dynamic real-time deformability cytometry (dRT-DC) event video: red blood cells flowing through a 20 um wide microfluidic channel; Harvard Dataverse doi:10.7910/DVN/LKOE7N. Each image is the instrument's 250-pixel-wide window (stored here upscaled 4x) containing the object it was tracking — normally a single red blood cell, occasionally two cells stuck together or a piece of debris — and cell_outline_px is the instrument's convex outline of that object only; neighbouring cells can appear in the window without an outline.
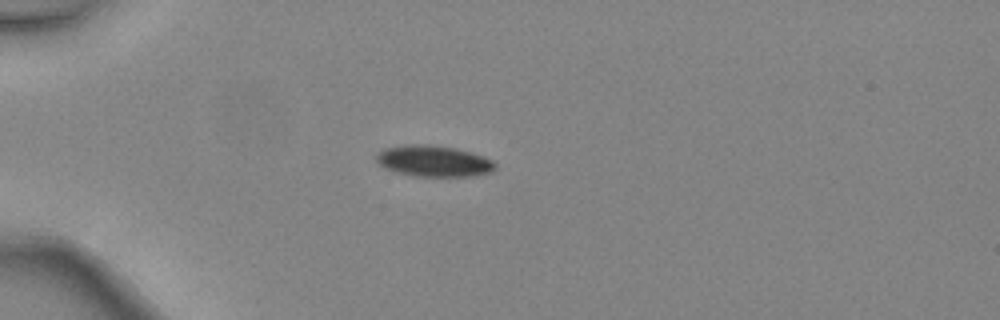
{"species": "common noctule bat (a hibernating species)", "species_latin": "Nyctalus noctula", "temperature_condition": "warm", "stored_images_in_passage": 5, "camera_frame_rate_fps": 3000, "um_per_image_px": 0.085, "animal": {"sex": "female", "body_mass_g": 24.6, "forearm_length_mm": 56.2}, "frame": {"image": 1, "passage_image": 5, "time_ms": 1.333, "image_size_px": [1000, 320], "cell_outline_px": [[496, 168], [488, 172], [472, 176], [416, 176], [396, 172], [384, 168], [376, 160], [376, 156], [384, 148], [408, 144], [428, 144], [456, 148], [472, 152], [484, 156], [492, 160], [496, 164]], "centroid_in_image_um": [36.87, 13.68], "position_along_channel_um": 48.1, "area_um2": 21.56}}